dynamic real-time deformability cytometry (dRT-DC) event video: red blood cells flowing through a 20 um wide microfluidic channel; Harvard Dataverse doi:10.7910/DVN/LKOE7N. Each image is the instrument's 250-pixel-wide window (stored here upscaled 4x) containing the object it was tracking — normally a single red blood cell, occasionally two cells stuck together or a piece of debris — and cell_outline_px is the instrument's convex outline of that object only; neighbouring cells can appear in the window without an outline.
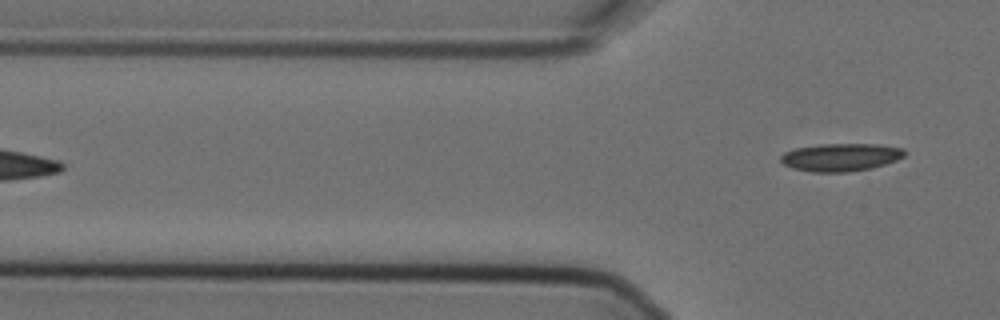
{"species": "Egyptian fruit bat (a non-hibernating species)", "species_latin": "Rousettus aegyptiacus", "temperature_condition": "cold", "stored_images_in_passage": 6, "camera_frame_rate_fps": 3000, "um_per_image_px": 0.085, "animal": {"sex": "female"}, "frame": {"image": 1, "passage_image": 6, "time_ms": 1.667, "image_size_px": [1000, 320], "cell_outline_px": [[904, 156], [896, 160], [872, 168], [848, 172], [812, 172], [792, 168], [784, 164], [780, 160], [780, 156], [784, 152], [796, 148], [820, 144], [876, 144], [904, 148]], "centroid_in_image_um": [71.44, 13.36], "position_along_channel_um": 54.4, "area_um2": 20.06}}